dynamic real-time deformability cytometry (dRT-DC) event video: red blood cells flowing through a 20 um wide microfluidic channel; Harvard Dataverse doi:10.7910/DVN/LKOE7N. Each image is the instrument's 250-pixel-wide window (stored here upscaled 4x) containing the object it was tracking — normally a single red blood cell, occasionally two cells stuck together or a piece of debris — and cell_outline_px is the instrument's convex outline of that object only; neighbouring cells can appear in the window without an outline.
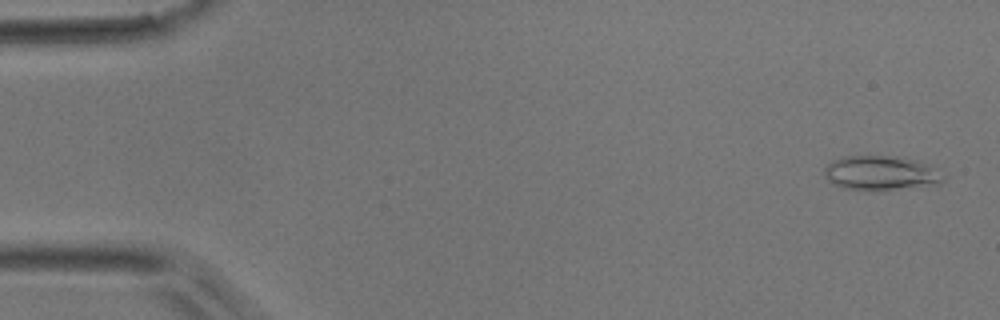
{"species": "common noctule bat (a hibernating species)", "species_latin": "Nyctalus noctula", "temperature_condition": "room temperature", "stored_images_in_passage": 51, "camera_frame_rate_fps": 3000, "um_per_image_px": 0.085, "animal": {"sex": "male", "body_mass_g": 17.9}, "frame": {"image": 1, "passage_image": 2, "time_ms": 0.333, "image_size_px": [1000, 320], "cell_outline_px": [[948, 176], [944, 180], [936, 184], [896, 188], [844, 188], [832, 184], [824, 176], [824, 168], [832, 160], [840, 156], [896, 156], [916, 160]], "centroid_in_image_um": [74.82, 14.67], "position_along_channel_um": 10.2, "area_um2": 23.18}}
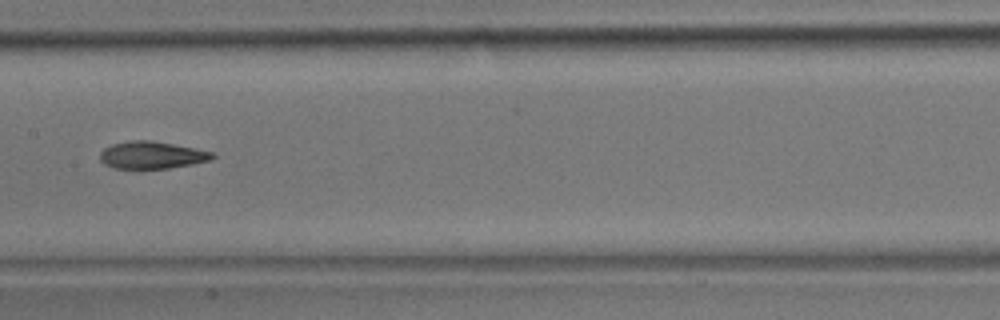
{"frame": {"image": 2, "passage_image": 25, "time_ms": 8.0, "image_size_px": [1000, 320], "cell_outline_px": [[216, 156], [208, 160], [192, 164], [168, 168], [140, 172], [136, 172], [112, 168], [104, 164], [100, 160], [100, 152], [104, 148], [112, 144], [132, 140], [148, 140], [172, 144], [212, 152]], "centroid_in_image_um": [12.8, 13.24], "position_along_channel_um": 194.6, "area_um2": 18.44}}
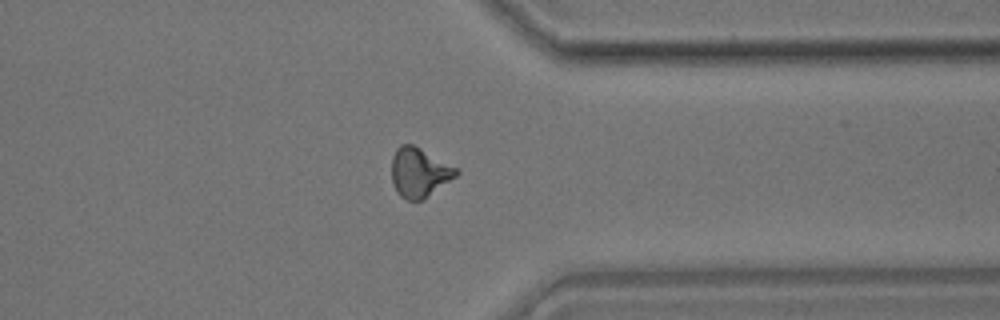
{"frame": {"image": 3, "passage_image": 39, "time_ms": 12.667, "image_size_px": [1000, 320], "cell_outline_px": [[460, 172], [456, 176], [424, 200], [408, 200], [400, 196], [396, 192], [392, 180], [392, 156], [396, 148], [400, 144], [412, 144], [420, 148], [456, 168]], "centroid_in_image_um": [35.61, 14.67], "position_along_channel_um": 375.8, "area_um2": 18.5}}